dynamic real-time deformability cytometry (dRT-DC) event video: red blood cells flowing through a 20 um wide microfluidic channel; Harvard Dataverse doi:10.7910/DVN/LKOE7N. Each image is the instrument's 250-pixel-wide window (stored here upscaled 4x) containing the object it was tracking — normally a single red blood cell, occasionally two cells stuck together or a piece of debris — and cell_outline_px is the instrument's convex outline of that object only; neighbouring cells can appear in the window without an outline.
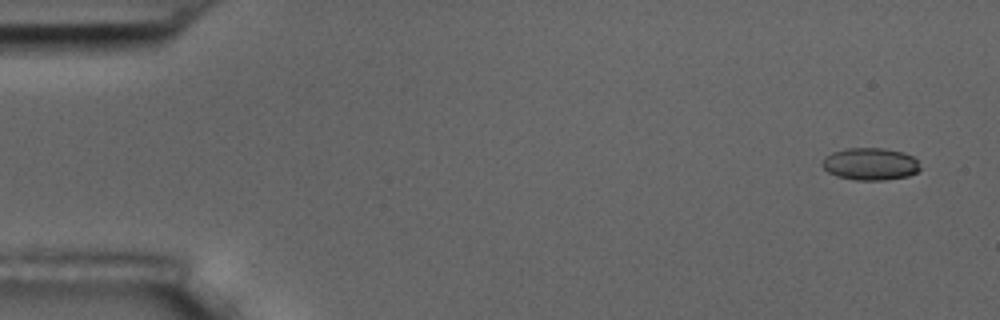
{"species": "common noctule bat (a hibernating species)", "species_latin": "Nyctalus noctula", "temperature_condition": "room temperature", "stored_images_in_passage": 5, "camera_frame_rate_fps": 3000, "um_per_image_px": 0.085, "animal": {"sex": "male", "body_mass_g": 17.5, "forearm_length_mm": 52.3}, "frame": {"image": 1, "passage_image": 1, "time_ms": 0.0, "image_size_px": [1000, 320], "cell_outline_px": [[920, 168], [916, 172], [908, 176], [884, 180], [856, 180], [836, 176], [828, 172], [820, 164], [824, 156], [832, 152], [844, 148], [884, 148], [904, 152], [912, 156], [916, 160]], "centroid_in_image_um": [73.93, 13.93], "position_along_channel_um": 11.1, "area_um2": 18.55}}
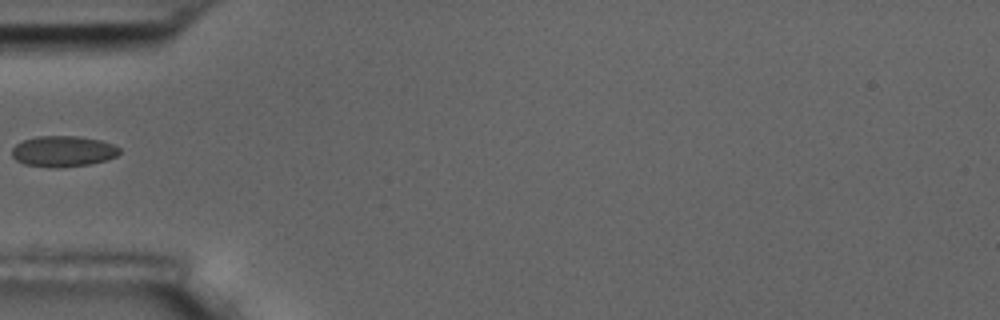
{"frame": {"image": 2, "passage_image": 5, "time_ms": 5.333, "image_size_px": [1000, 320], "cell_outline_px": [[120, 152], [116, 156], [104, 160], [88, 164], [60, 168], [56, 168], [24, 164], [16, 160], [12, 156], [12, 148], [16, 144], [24, 140], [36, 136], [80, 136], [100, 140], [112, 144], [120, 148]], "centroid_in_image_um": [5.34, 12.85], "position_along_channel_um": 79.7, "area_um2": 19.31}}